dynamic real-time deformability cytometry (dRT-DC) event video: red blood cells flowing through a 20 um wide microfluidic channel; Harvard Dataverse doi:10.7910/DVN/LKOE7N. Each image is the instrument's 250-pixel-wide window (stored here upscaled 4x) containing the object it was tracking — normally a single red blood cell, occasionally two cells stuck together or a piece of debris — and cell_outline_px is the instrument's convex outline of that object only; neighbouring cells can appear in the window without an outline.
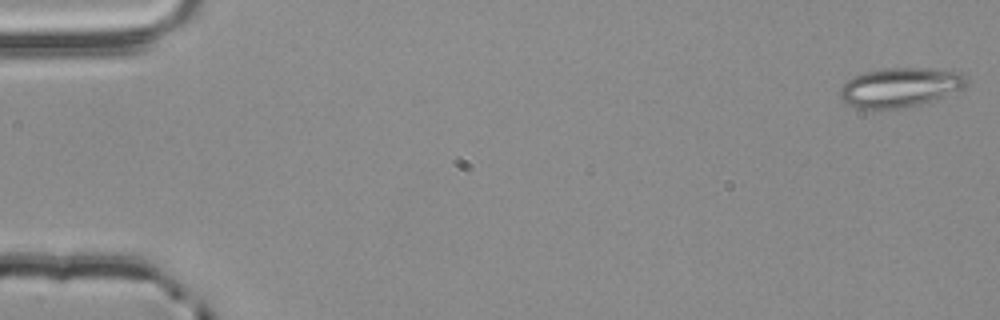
{"species": "common noctule bat (a hibernating species)", "species_latin": "Nyctalus noctula", "temperature_condition": "room temperature", "stored_images_in_passage": 54, "camera_frame_rate_fps": 3000, "um_per_image_px": 0.085, "animal": {"sex": "male", "body_mass_g": 20.4}, "frame": {"image": 1, "passage_image": 1, "time_ms": 0.0, "image_size_px": [1000, 320], "cell_outline_px": [[968, 80], [964, 88], [932, 100], [920, 104], [896, 108], [856, 108], [848, 104], [840, 96], [840, 88], [852, 76], [864, 72], [888, 68], [928, 68], [964, 72]], "centroid_in_image_um": [76.53, 7.4], "position_along_channel_um": 8.5, "area_um2": 28.78}}
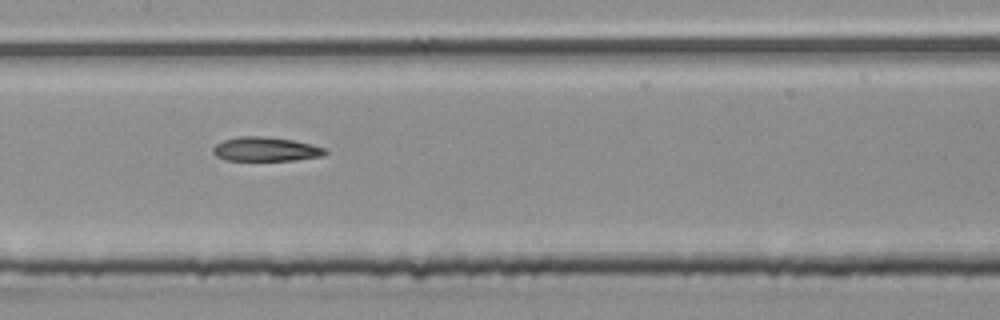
{"frame": {"image": 2, "passage_image": 27, "time_ms": 8.667, "image_size_px": [1000, 320], "cell_outline_px": [[328, 152], [324, 156], [296, 160], [224, 160], [216, 156], [212, 152], [212, 148], [216, 144], [224, 140], [240, 136], [264, 136], [292, 140], [312, 144], [324, 148]], "centroid_in_image_um": [22.59, 12.68], "position_along_channel_um": 184.8, "area_um2": 15.84}}
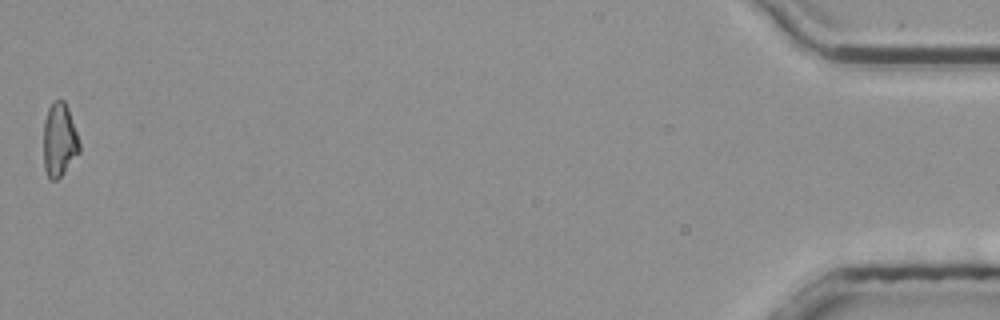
{"frame": {"image": 3, "passage_image": 54, "time_ms": 17.667, "image_size_px": [1000, 320], "cell_outline_px": [[80, 152], [64, 172], [56, 180], [48, 180], [44, 168], [44, 120], [48, 108], [52, 100], [64, 100], [68, 108], [80, 144]], "centroid_in_image_um": [5.03, 11.9], "position_along_channel_um": 430.2, "area_um2": 15.43}}